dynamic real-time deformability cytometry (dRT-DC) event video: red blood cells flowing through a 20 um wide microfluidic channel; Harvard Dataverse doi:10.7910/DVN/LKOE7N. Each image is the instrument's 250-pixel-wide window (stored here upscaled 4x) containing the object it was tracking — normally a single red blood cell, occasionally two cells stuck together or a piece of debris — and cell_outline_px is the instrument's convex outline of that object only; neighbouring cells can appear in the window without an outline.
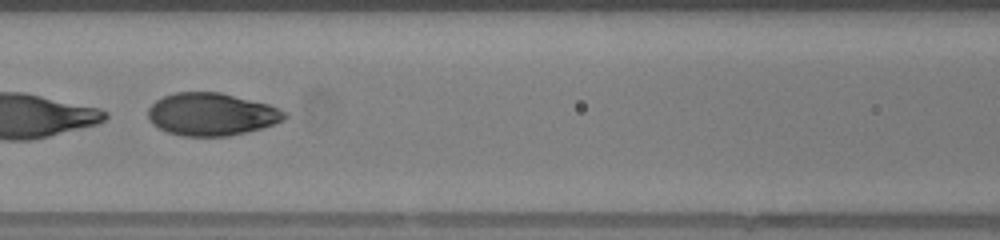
{"species": "human", "species_latin": "Homo sapiens", "temperature_condition": "warm", "stored_images_in_passage": 9, "camera_frame_rate_fps": 3000, "um_per_image_px": 0.085, "donor": {"sex": "female"}, "frame": {"image": 1, "passage_image": 6, "time_ms": 1.667, "image_size_px": [1000, 240], "cell_outline_px": [[288, 116], [284, 120], [260, 128], [228, 136], [184, 136], [168, 132], [152, 124], [148, 116], [148, 108], [156, 100], [164, 96], [176, 92], [220, 92], [268, 104], [280, 108]], "centroid_in_image_um": [17.97, 9.7], "position_along_channel_um": 148.6, "area_um2": 33.7}}